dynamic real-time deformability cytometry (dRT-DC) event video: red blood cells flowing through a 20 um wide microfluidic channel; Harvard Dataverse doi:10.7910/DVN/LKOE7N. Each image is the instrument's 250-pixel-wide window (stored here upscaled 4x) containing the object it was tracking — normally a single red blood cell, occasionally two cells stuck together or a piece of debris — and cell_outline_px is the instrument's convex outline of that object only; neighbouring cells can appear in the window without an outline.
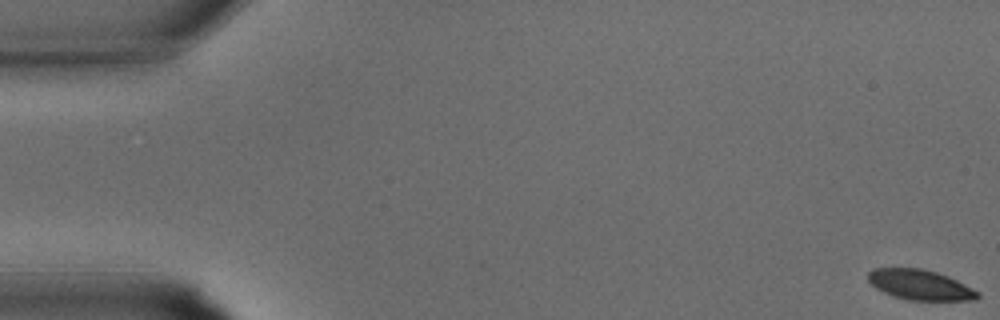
{"species": "common noctule bat (a hibernating species)", "species_latin": "Nyctalus noctula", "temperature_condition": "warm", "stored_images_in_passage": 35, "camera_frame_rate_fps": 3000, "um_per_image_px": 0.085, "animal": {"sex": "male", "body_mass_g": 15.6}, "frame": {"image": 1, "passage_image": 1, "time_ms": 0.0, "image_size_px": [1000, 320], "cell_outline_px": [[980, 296], [976, 300], [908, 300], [892, 296], [876, 288], [868, 280], [868, 272], [872, 268], [920, 268], [936, 272], [948, 276], [980, 292]], "centroid_in_image_um": [78.2, 24.21], "position_along_channel_um": 6.8, "area_um2": 19.25}}
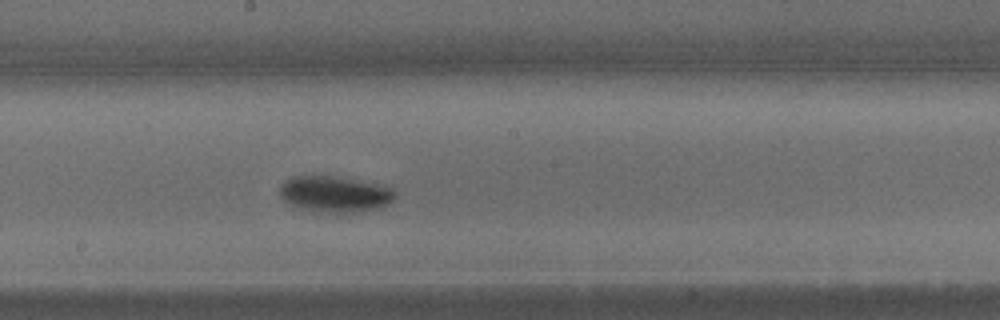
{"frame": {"image": 2, "passage_image": 19, "time_ms": 6.0, "image_size_px": [1000, 320], "cell_outline_px": [[396, 196], [388, 204], [376, 208], [360, 212], [324, 212], [300, 208], [284, 200], [280, 196], [280, 184], [284, 180], [292, 176], [336, 176], [380, 184], [392, 188], [396, 192]], "centroid_in_image_um": [28.47, 16.48], "position_along_channel_um": 219.7, "area_um2": 24.22}}
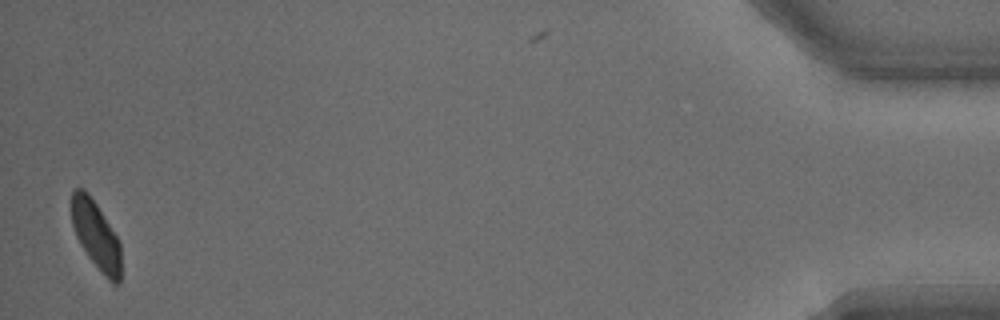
{"frame": {"image": 3, "passage_image": 34, "time_ms": 11.0, "image_size_px": [1000, 320], "cell_outline_px": [[120, 284], [112, 284], [108, 280], [88, 256], [80, 244], [76, 236], [72, 224], [68, 200], [72, 192], [76, 188], [80, 188], [88, 192], [120, 240]], "centroid_in_image_um": [8.12, 19.95], "position_along_channel_um": 427.1, "area_um2": 19.94}}